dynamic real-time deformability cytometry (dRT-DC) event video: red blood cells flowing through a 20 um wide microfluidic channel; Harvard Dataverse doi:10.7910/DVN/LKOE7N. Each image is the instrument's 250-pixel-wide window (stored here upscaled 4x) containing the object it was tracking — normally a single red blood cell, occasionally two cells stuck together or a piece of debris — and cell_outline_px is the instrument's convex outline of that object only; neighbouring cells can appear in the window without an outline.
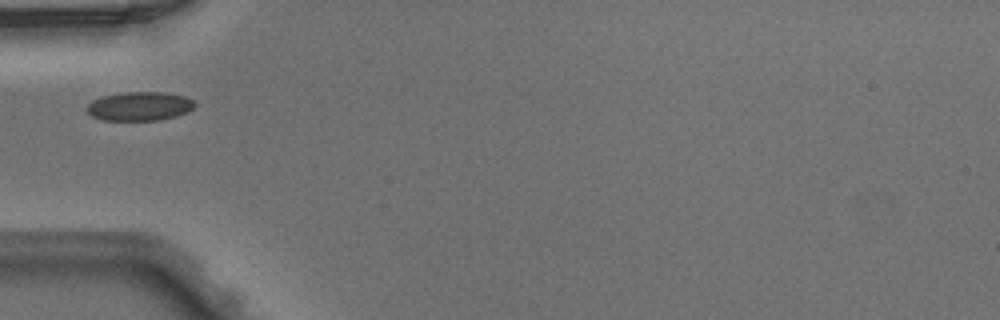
{"species": "Egyptian fruit bat (a non-hibernating species)", "species_latin": "Rousettus aegyptiacus", "temperature_condition": "warm", "stored_images_in_passage": 33, "camera_frame_rate_fps": 3000, "um_per_image_px": 0.085, "animal": {"sex": "male"}, "frame": {"image": 1, "passage_image": 1, "time_ms": 0.0, "image_size_px": [1000, 320], "cell_outline_px": [[196, 104], [188, 112], [176, 116], [160, 120], [100, 120], [92, 116], [84, 108], [92, 100], [100, 96], [124, 92], [164, 92], [188, 96], [196, 100]], "centroid_in_image_um": [11.88, 9.02], "position_along_channel_um": 73.1, "area_um2": 18.55}}
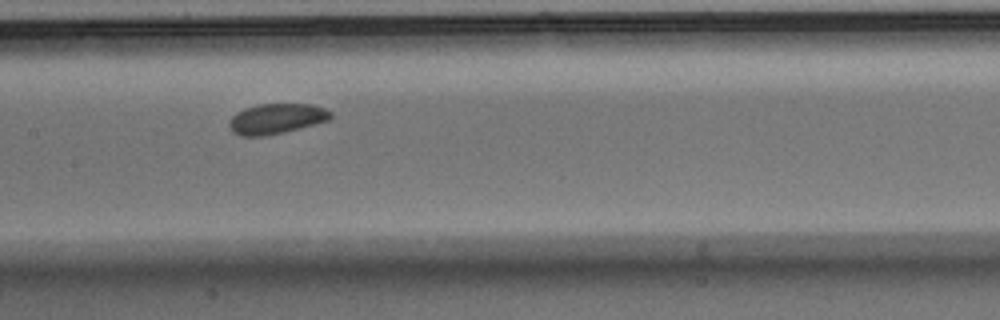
{"frame": {"image": 2, "passage_image": 9, "time_ms": 2.667, "image_size_px": [1000, 320], "cell_outline_px": [[332, 116], [328, 120], [284, 132], [264, 136], [240, 136], [232, 132], [228, 124], [232, 116], [236, 112], [244, 108], [256, 104], [312, 104], [324, 108], [332, 112]], "centroid_in_image_um": [23.46, 10.08], "position_along_channel_um": 183.9, "area_um2": 17.92}}
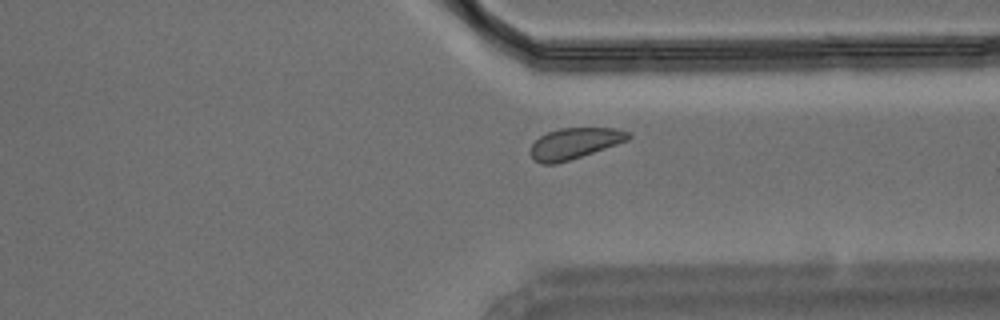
{"frame": {"image": 3, "passage_image": 22, "time_ms": 7.0, "image_size_px": [1000, 320], "cell_outline_px": [[632, 136], [628, 140], [556, 164], [540, 164], [532, 156], [532, 144], [540, 136], [548, 132], [560, 128], [616, 128], [632, 132]], "centroid_in_image_um": [48.87, 12.17], "position_along_channel_um": 362.5, "area_um2": 17.34}}